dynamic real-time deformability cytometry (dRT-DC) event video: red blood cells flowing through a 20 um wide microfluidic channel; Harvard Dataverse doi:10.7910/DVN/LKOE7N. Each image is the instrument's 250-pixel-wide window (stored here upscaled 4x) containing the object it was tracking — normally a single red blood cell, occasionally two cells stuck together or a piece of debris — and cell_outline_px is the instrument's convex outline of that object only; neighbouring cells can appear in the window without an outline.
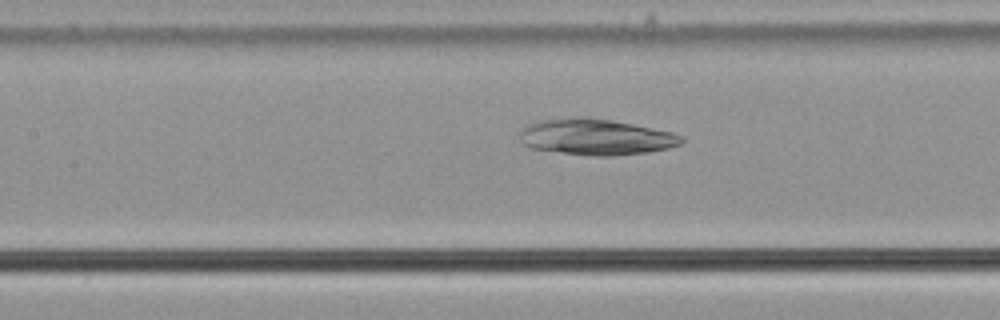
{"species": "common noctule bat (a hibernating species)", "species_latin": "Nyctalus noctula", "temperature_condition": "cold", "stored_images_in_passage": 32, "camera_frame_rate_fps": 3000, "um_per_image_px": 0.085, "animal": {"sex": "male", "body_mass_g": 21.5, "forearm_length_mm": 52.0}, "frame": {"image": 1, "passage_image": 9, "time_ms": 2.667, "image_size_px": [1000, 320], "cell_outline_px": [[684, 140], [680, 144], [668, 148], [648, 152], [612, 156], [592, 156], [532, 148], [524, 144], [520, 140], [520, 128], [524, 124], [536, 120], [576, 116], [580, 116], [612, 120], [672, 132], [684, 136]], "centroid_in_image_um": [50.61, 11.62], "position_along_channel_um": 156.8, "area_um2": 34.28}}
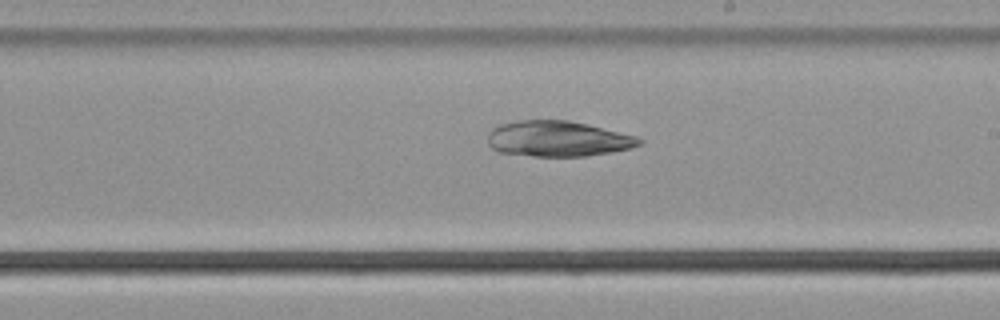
{"frame": {"image": 2, "passage_image": 16, "time_ms": 5.0, "image_size_px": [1000, 320], "cell_outline_px": [[644, 140], [640, 144], [632, 148], [588, 156], [532, 156], [496, 152], [488, 144], [488, 132], [492, 128], [500, 124], [520, 120], [568, 120], [588, 124], [636, 136]], "centroid_in_image_um": [47.39, 11.8], "position_along_channel_um": 241.6, "area_um2": 31.62}}
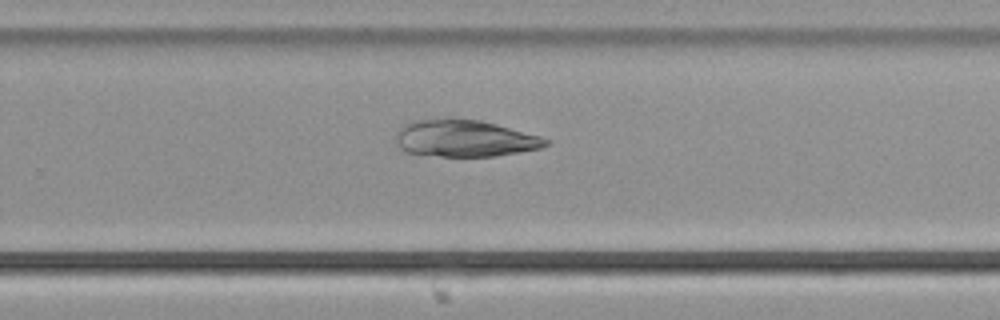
{"frame": {"image": 3, "passage_image": 20, "time_ms": 6.333, "image_size_px": [1000, 320], "cell_outline_px": [[552, 140], [548, 144], [540, 148], [496, 156], [440, 156], [408, 152], [400, 148], [396, 144], [396, 136], [400, 128], [404, 124], [412, 120], [480, 120], [496, 124], [540, 136]], "centroid_in_image_um": [39.51, 11.78], "position_along_channel_um": 290.3, "area_um2": 31.62}}